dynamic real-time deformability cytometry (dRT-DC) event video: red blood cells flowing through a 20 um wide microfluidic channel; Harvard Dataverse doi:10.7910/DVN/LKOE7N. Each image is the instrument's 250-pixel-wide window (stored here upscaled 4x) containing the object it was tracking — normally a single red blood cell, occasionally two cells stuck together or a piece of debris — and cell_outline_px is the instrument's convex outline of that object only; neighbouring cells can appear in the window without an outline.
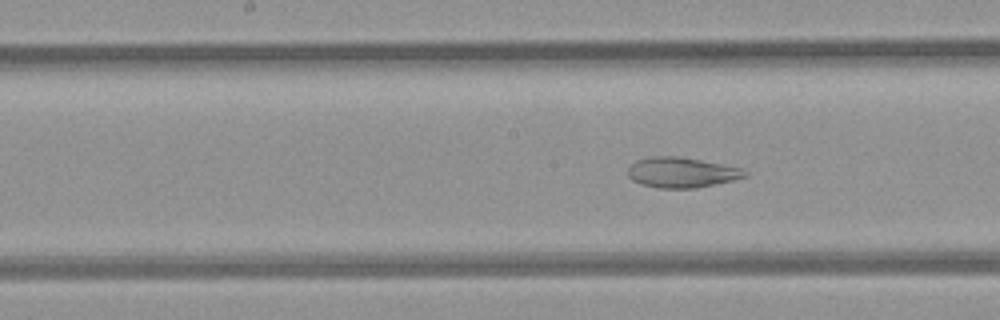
{"species": "common noctule bat (a hibernating species)", "species_latin": "Nyctalus noctula", "temperature_condition": "room temperature", "stored_images_in_passage": 6, "camera_frame_rate_fps": 3000, "um_per_image_px": 0.085, "animal": {"sex": "female", "body_mass_g": 21.9}, "frame": {"image": 1, "passage_image": 6, "time_ms": 6.0, "image_size_px": [1000, 320], "cell_outline_px": [[748, 176], [732, 180], [696, 188], [660, 188], [640, 184], [632, 180], [628, 176], [628, 168], [636, 160], [652, 156], [676, 156], [700, 160], [740, 168], [748, 172]], "centroid_in_image_um": [57.9, 14.66], "position_along_channel_um": 190.3, "area_um2": 20.46}}